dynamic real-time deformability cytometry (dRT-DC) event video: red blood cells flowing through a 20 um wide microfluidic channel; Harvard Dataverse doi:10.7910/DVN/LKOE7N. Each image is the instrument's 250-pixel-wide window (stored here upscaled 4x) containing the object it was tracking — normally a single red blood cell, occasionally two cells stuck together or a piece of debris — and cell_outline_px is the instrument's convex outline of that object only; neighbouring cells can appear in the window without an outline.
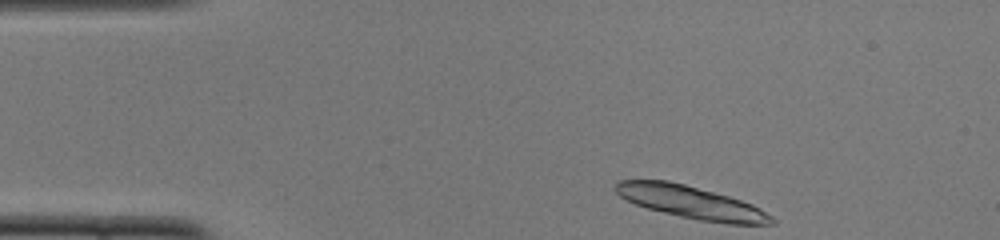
{"species": "common noctule bat (a hibernating species)", "species_latin": "Nyctalus noctula", "temperature_condition": "cold", "stored_images_in_passage": 18, "camera_frame_rate_fps": 3000, "um_per_image_px": 0.085, "animal": {"sex": "female", "body_mass_g": 22.0, "forearm_length_mm": 56.7}, "frame": {"image": 1, "passage_image": 1, "time_ms": 0.0, "image_size_px": [1000, 240], "cell_outline_px": [[776, 224], [728, 224], [700, 220], [680, 216], [648, 208], [636, 204], [620, 196], [612, 188], [620, 180], [668, 180], [684, 184], [728, 196], [752, 204], [760, 208], [772, 216], [776, 220]], "centroid_in_image_um": [58.77, 17.19], "position_along_channel_um": 26.2, "area_um2": 29.42}}